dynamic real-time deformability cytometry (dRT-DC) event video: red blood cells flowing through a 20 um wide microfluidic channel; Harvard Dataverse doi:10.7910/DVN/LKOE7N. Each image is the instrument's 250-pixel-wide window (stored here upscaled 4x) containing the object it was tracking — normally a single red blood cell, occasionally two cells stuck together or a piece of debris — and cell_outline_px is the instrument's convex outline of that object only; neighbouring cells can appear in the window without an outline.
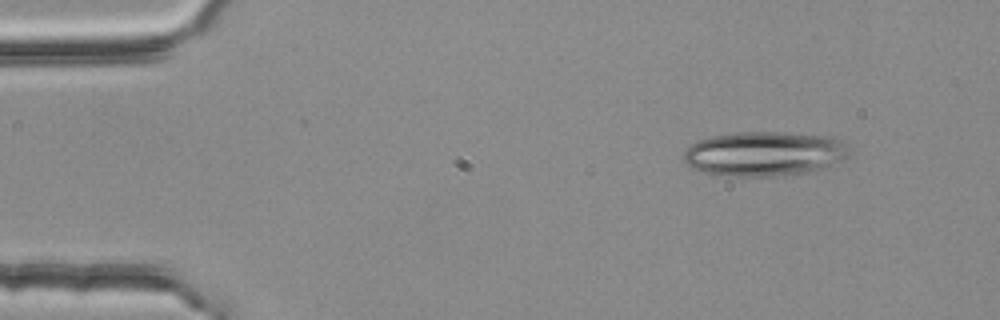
{"species": "common noctule bat (a hibernating species)", "species_latin": "Nyctalus noctula", "temperature_condition": "room temperature", "stored_images_in_passage": 2, "camera_frame_rate_fps": 3000, "um_per_image_px": 0.085, "animal": {"sex": "female", "body_mass_g": 25.1}, "frame": {"image": 1, "passage_image": 1, "time_ms": 0.0, "image_size_px": [1000, 320], "cell_outline_px": [[848, 156], [844, 160], [820, 168], [800, 172], [776, 176], [728, 176], [704, 172], [688, 164], [684, 160], [684, 152], [692, 144], [700, 140], [712, 136], [736, 132], [776, 132], [832, 136], [848, 144]], "centroid_in_image_um": [64.99, 13.05], "position_along_channel_um": 20.0, "area_um2": 42.54}}